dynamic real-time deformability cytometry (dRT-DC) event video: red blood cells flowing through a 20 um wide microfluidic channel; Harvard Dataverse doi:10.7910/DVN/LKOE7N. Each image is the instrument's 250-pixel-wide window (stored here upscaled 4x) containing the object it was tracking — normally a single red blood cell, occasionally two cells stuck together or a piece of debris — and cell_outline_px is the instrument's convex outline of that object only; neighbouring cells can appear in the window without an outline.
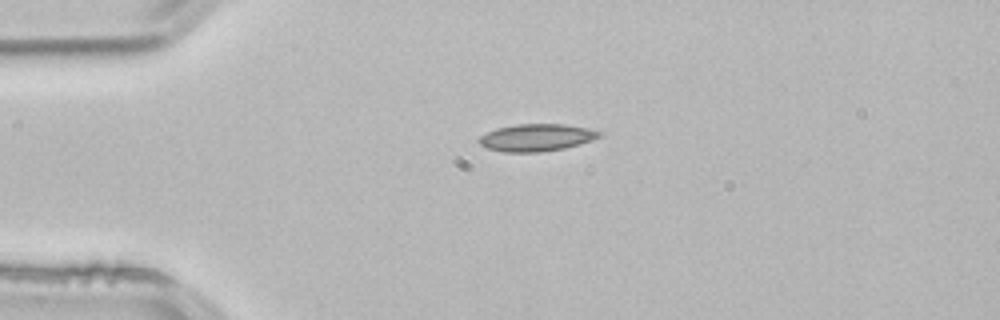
{"species": "common noctule bat (a hibernating species)", "species_latin": "Nyctalus noctula", "temperature_condition": "room temperature", "stored_images_in_passage": 2, "camera_frame_rate_fps": 3000, "um_per_image_px": 0.085, "animal": {"sex": "male", "body_mass_g": 21.5, "forearm_length_mm": 52.0}, "frame": {"image": 1, "passage_image": 1, "time_ms": 0.0, "image_size_px": [1000, 320], "cell_outline_px": [[604, 136], [592, 140], [564, 148], [540, 152], [504, 152], [484, 148], [476, 140], [480, 136], [496, 128], [516, 124], [564, 124], [588, 128], [600, 132]], "centroid_in_image_um": [45.57, 11.69], "position_along_channel_um": 39.4, "area_um2": 19.19}}
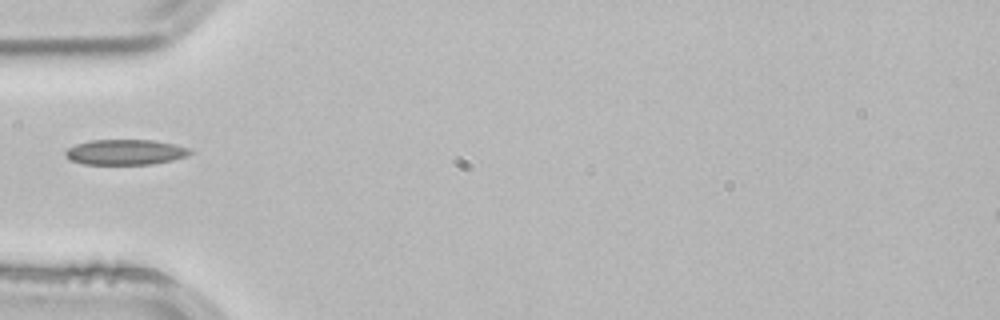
{"frame": {"image": 2, "passage_image": 2, "time_ms": 0.333, "image_size_px": [1000, 320], "cell_outline_px": [[192, 152], [188, 156], [172, 160], [152, 164], [84, 164], [72, 160], [64, 156], [64, 152], [68, 148], [76, 144], [88, 140], [152, 140], [192, 148]], "centroid_in_image_um": [10.66, 12.93], "position_along_channel_um": 74.3, "area_um2": 18.44}}